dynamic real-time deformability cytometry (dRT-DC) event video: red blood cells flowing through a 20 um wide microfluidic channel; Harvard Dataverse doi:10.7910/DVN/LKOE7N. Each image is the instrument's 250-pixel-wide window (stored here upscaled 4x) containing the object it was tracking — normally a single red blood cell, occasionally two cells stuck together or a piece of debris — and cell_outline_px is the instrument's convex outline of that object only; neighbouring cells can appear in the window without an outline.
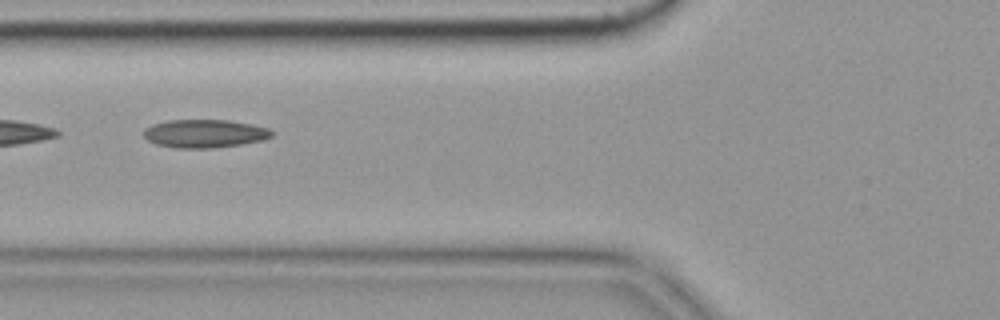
{"species": "common noctule bat (a hibernating species)", "species_latin": "Nyctalus noctula", "temperature_condition": "cold", "stored_images_in_passage": 6, "camera_frame_rate_fps": 3000, "um_per_image_px": 0.085, "animal": {"sex": "female", "body_mass_g": 19.9}, "frame": {"image": 1, "passage_image": 2, "time_ms": 0.333, "image_size_px": [1000, 320], "cell_outline_px": [[272, 136], [264, 140], [240, 144], [212, 148], [176, 148], [156, 144], [148, 140], [144, 136], [144, 128], [152, 124], [168, 120], [228, 120], [252, 124], [268, 128], [272, 132]], "centroid_in_image_um": [17.38, 11.35], "position_along_channel_um": 108.4, "area_um2": 21.04}}